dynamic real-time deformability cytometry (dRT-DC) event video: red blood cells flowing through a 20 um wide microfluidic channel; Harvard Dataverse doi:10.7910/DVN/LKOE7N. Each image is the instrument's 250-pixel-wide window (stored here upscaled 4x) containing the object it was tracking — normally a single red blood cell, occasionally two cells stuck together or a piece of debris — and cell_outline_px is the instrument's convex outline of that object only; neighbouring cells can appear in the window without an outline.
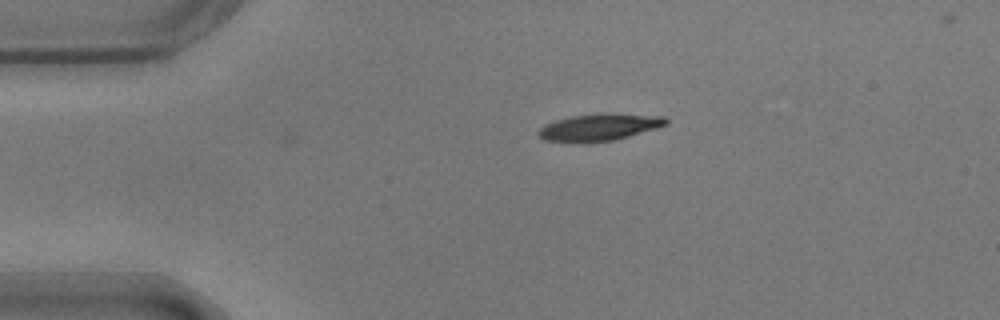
{"species": "common noctule bat (a hibernating species)", "species_latin": "Nyctalus noctula", "temperature_condition": "warm", "stored_images_in_passage": 36, "camera_frame_rate_fps": 3000, "um_per_image_px": 0.085, "animal": {"sex": "male", "body_mass_g": 17.9}, "frame": {"image": 1, "passage_image": 1, "time_ms": 0.0, "image_size_px": [1000, 320], "cell_outline_px": [[668, 124], [656, 128], [628, 136], [612, 140], [544, 140], [536, 132], [544, 124], [556, 120], [572, 116], [664, 116], [668, 120]], "centroid_in_image_um": [50.91, 10.83], "position_along_channel_um": 34.1, "area_um2": 18.09}}
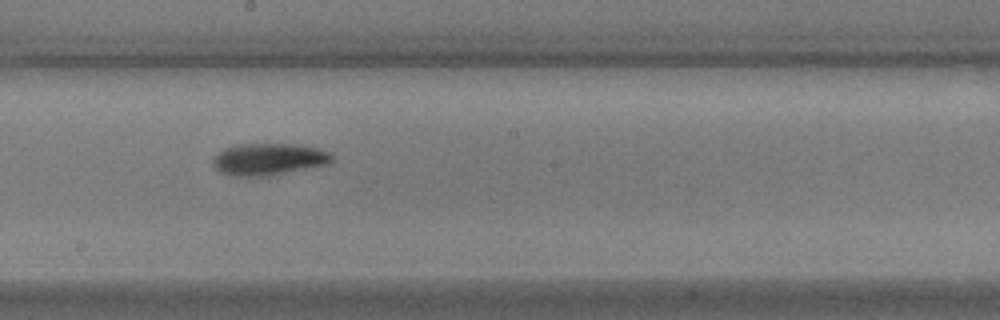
{"frame": {"image": 2, "passage_image": 20, "time_ms": 6.333, "image_size_px": [1000, 320], "cell_outline_px": [[332, 160], [328, 164], [264, 176], [232, 176], [220, 172], [212, 164], [212, 156], [224, 148], [232, 144], [304, 144], [328, 152], [332, 156]], "centroid_in_image_um": [22.77, 13.51], "position_along_channel_um": 225.4, "area_um2": 22.14}}
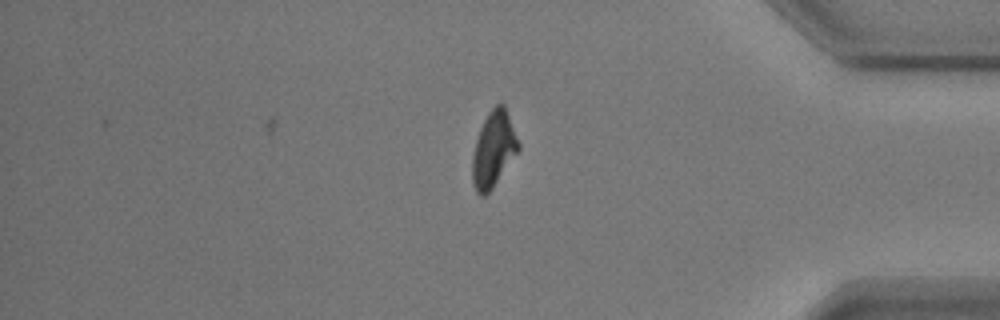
{"frame": {"image": 3, "passage_image": 36, "time_ms": 11.667, "image_size_px": [1000, 320], "cell_outline_px": [[520, 148], [492, 188], [484, 196], [480, 196], [476, 192], [472, 184], [472, 156], [476, 140], [480, 128], [488, 112], [496, 104], [504, 104], [520, 144]], "centroid_in_image_um": [41.93, 12.69], "position_along_channel_um": 393.3, "area_um2": 20.11}, "authors_computed_cell_mechanics": {"area_um2": 20.8947, "velocity_mm_per_s": 3.6452, "shape_relaxation_time_tau1_ms": 2.8572, "shape_relaxation_time_tau2_ms": null, "deformation_change_tau1": 0.149, "deformation_change_tau2": null}}